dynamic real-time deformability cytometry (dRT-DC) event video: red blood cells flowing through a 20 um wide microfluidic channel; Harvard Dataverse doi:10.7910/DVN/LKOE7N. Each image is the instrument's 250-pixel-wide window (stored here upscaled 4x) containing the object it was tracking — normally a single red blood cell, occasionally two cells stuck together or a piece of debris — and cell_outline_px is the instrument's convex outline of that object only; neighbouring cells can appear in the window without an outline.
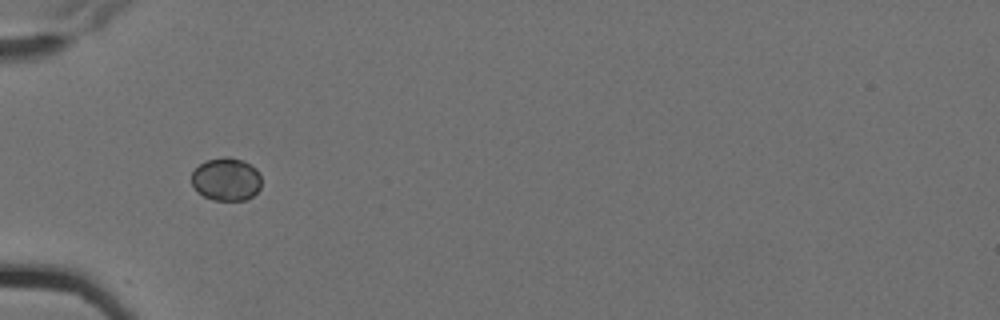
{"species": "Egyptian fruit bat (a non-hibernating species)", "species_latin": "Rousettus aegyptiacus", "temperature_condition": "cold", "stored_images_in_passage": 2, "camera_frame_rate_fps": 3000, "um_per_image_px": 0.085, "animal": {"sex": "female"}, "frame": {"image": 1, "passage_image": 1, "time_ms": 0.0, "image_size_px": [1000, 320], "cell_outline_px": [[260, 188], [252, 196], [244, 200], [212, 200], [196, 192], [192, 184], [192, 172], [200, 164], [208, 160], [224, 156], [228, 156], [244, 160], [256, 168], [260, 176]], "centroid_in_image_um": [19.22, 15.23], "position_along_channel_um": 65.8, "area_um2": 17.57}}
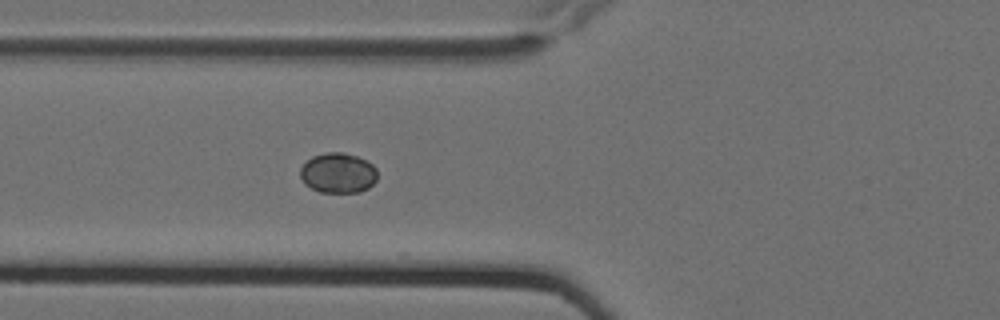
{"frame": {"image": 2, "passage_image": 2, "time_ms": 0.333, "image_size_px": [1000, 320], "cell_outline_px": [[376, 180], [368, 188], [360, 192], [320, 192], [304, 184], [300, 176], [300, 168], [312, 156], [324, 152], [344, 152], [356, 156], [372, 164], [376, 168]], "centroid_in_image_um": [28.72, 14.7], "position_along_channel_um": 97.1, "area_um2": 18.03}}